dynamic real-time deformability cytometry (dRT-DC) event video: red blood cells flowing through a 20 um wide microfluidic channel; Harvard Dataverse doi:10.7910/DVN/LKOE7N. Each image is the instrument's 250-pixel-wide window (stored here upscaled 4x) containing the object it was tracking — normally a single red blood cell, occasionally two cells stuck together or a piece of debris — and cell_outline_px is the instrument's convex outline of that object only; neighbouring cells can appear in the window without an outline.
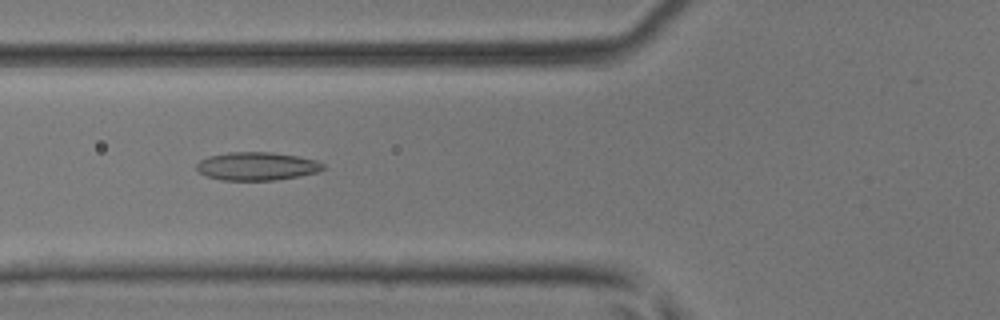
{"species": "common noctule bat (a hibernating species)", "species_latin": "Nyctalus noctula", "temperature_condition": "room temperature", "stored_images_in_passage": 48, "camera_frame_rate_fps": 3000, "um_per_image_px": 0.085, "animal": {"sex": "male", "body_mass_g": 17.9, "forearm_length_mm": 54.2}, "frame": {"image": 1, "passage_image": 18, "time_ms": 5.667, "image_size_px": [1000, 320], "cell_outline_px": [[324, 168], [320, 172], [276, 180], [224, 180], [208, 176], [200, 172], [196, 168], [196, 164], [200, 160], [208, 156], [228, 152], [272, 152], [296, 156], [316, 160], [324, 164]], "centroid_in_image_um": [21.85, 14.12], "position_along_channel_um": 104.0, "area_um2": 20.75}}
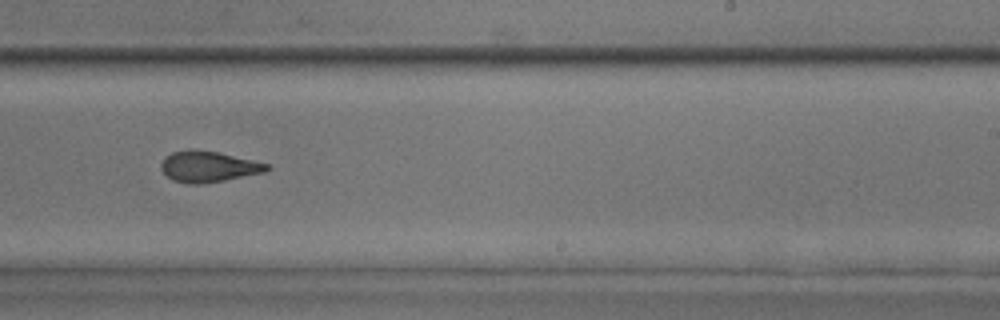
{"frame": {"image": 2, "passage_image": 30, "time_ms": 9.667, "image_size_px": [1000, 320], "cell_outline_px": [[272, 168], [264, 172], [224, 180], [200, 184], [188, 184], [172, 180], [160, 168], [160, 164], [164, 156], [172, 152], [188, 148], [196, 148], [220, 152], [268, 164]], "centroid_in_image_um": [17.67, 14.14], "position_along_channel_um": 271.3, "area_um2": 19.31}}
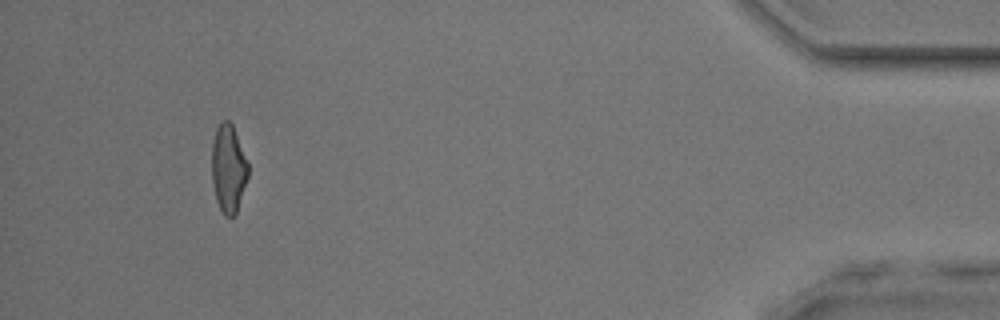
{"frame": {"image": 3, "passage_image": 45, "time_ms": 14.667, "image_size_px": [1000, 320], "cell_outline_px": [[248, 176], [236, 212], [232, 216], [224, 216], [216, 200], [212, 180], [212, 144], [216, 128], [224, 120], [228, 120], [232, 124], [248, 164]], "centroid_in_image_um": [19.4, 14.32], "position_along_channel_um": 415.8, "area_um2": 18.26}, "authors_computed_cell_mechanics": {"area_um2": 19.652, "velocity_mm_per_s": 4.1974, "shape_relaxation_time_tau1_ms": null, "shape_relaxation_time_tau2_ms": 1.8697, "deformation_change_tau1": null, "deformation_change_tau2": 0.1}}